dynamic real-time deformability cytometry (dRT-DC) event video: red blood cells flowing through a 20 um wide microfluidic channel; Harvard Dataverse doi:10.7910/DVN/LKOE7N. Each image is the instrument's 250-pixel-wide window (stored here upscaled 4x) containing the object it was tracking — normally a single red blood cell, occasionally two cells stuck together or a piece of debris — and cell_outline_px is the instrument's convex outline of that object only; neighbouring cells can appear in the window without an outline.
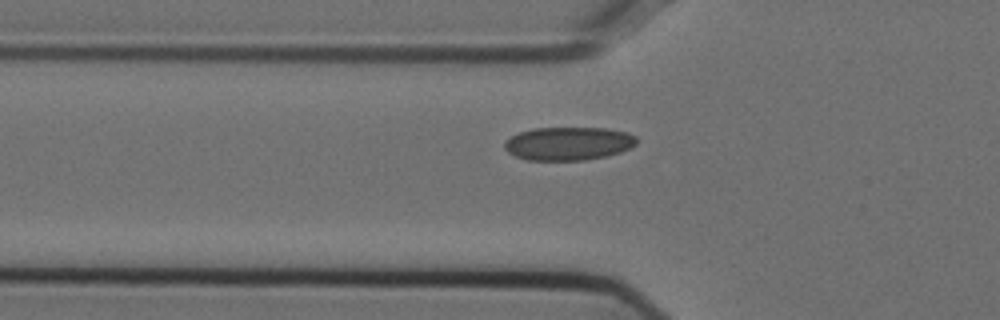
{"species": "Egyptian fruit bat (a non-hibernating species)", "species_latin": "Rousettus aegyptiacus", "temperature_condition": "cold", "stored_images_in_passage": 42, "camera_frame_rate_fps": 3000, "um_per_image_px": 0.085, "animal": {"sex": "female"}, "frame": {"image": 1, "passage_image": 12, "time_ms": 3.667, "image_size_px": [1000, 320], "cell_outline_px": [[636, 144], [620, 152], [604, 156], [584, 160], [528, 160], [516, 156], [508, 152], [504, 148], [504, 140], [520, 132], [532, 128], [604, 128], [628, 132], [636, 136]], "centroid_in_image_um": [48.29, 12.19], "position_along_channel_um": 77.5, "area_um2": 25.55}}
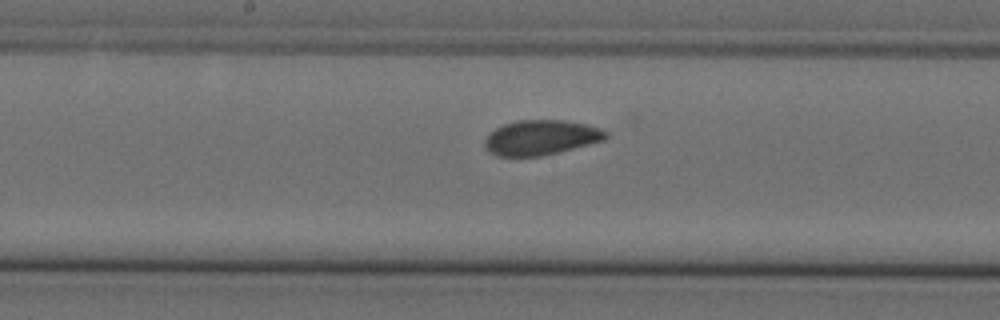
{"frame": {"image": 2, "passage_image": 22, "time_ms": 7.0, "image_size_px": [1000, 320], "cell_outline_px": [[608, 136], [604, 140], [560, 152], [540, 156], [496, 156], [488, 152], [484, 148], [484, 140], [496, 128], [504, 124], [516, 120], [564, 120], [588, 124], [600, 128], [608, 132]], "centroid_in_image_um": [45.98, 11.69], "position_along_channel_um": 202.2, "area_um2": 24.8}}
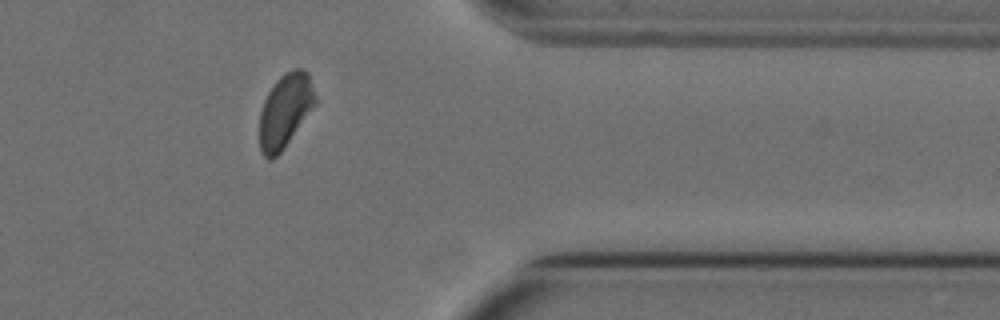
{"frame": {"image": 3, "passage_image": 38, "time_ms": 12.333, "image_size_px": [1000, 320], "cell_outline_px": [[316, 104], [284, 148], [272, 160], [268, 160], [260, 152], [260, 112], [264, 100], [272, 84], [280, 76], [292, 68], [304, 68], [308, 72], [316, 96]], "centroid_in_image_um": [24.24, 9.39], "position_along_channel_um": 387.2, "area_um2": 24.1}}